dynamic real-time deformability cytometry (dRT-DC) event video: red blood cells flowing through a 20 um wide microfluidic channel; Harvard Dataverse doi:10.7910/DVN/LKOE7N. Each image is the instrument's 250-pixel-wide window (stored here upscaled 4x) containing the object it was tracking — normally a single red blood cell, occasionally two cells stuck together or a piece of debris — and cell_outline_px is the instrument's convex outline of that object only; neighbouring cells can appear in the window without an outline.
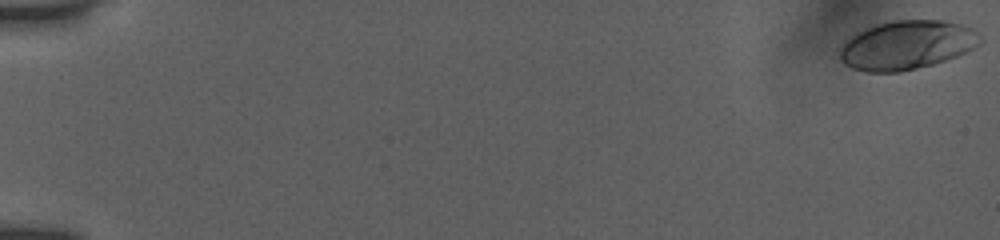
{"species": "human", "species_latin": "Homo sapiens", "temperature_condition": "room temperature", "stored_images_in_passage": 6, "camera_frame_rate_fps": 3000, "um_per_image_px": 0.085, "donor": {"sex": "female"}, "frame": {"image": 1, "passage_image": 1, "time_ms": 0.0, "image_size_px": [1000, 240], "cell_outline_px": [[984, 40], [980, 44], [968, 52], [932, 64], [916, 68], [896, 72], [868, 72], [852, 68], [844, 64], [840, 60], [840, 48], [844, 40], [856, 32], [876, 24], [896, 20], [944, 20], [964, 24], [972, 28]], "centroid_in_image_um": [77.09, 3.82], "position_along_channel_um": 7.9, "area_um2": 40.29}}